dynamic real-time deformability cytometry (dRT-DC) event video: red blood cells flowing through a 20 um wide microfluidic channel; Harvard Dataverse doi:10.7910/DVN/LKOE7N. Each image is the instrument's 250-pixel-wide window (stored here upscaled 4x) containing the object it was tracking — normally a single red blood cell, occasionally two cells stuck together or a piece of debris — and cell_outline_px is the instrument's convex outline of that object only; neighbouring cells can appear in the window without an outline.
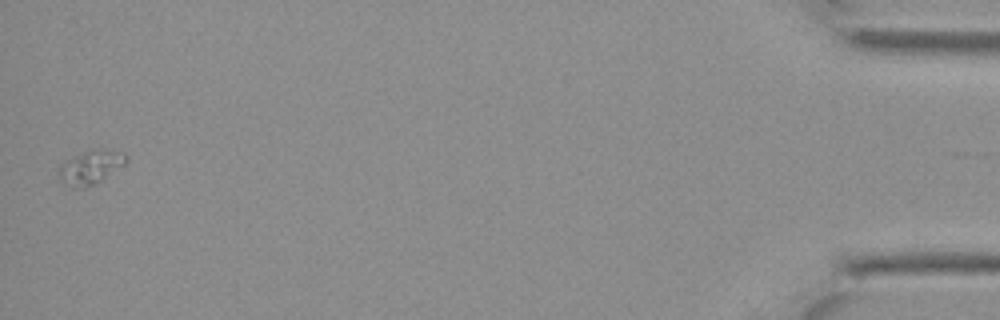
{"species": "Egyptian fruit bat (a non-hibernating species)", "species_latin": "Rousettus aegyptiacus", "temperature_condition": "cold", "stored_images_in_passage": 40, "camera_frame_rate_fps": 3000, "um_per_image_px": 0.085, "animal": {"sex": "female"}, "frame": {"image": 1, "passage_image": 40, "time_ms": 13.0, "image_size_px": [1000, 320], "cell_outline_px": [[128, 164], [100, 180], [84, 188], [72, 188], [60, 180], [56, 172], [60, 164], [64, 160], [88, 148], [124, 152], [128, 156]], "centroid_in_image_um": [7.68, 14.19], "position_along_channel_um": 427.5, "area_um2": 13.7}}